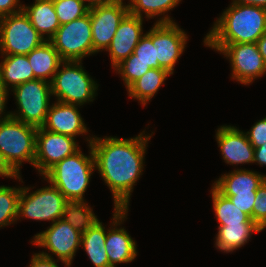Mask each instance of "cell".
Returning a JSON list of instances; mask_svg holds the SVG:
<instances>
[{
	"mask_svg": "<svg viewBox=\"0 0 266 267\" xmlns=\"http://www.w3.org/2000/svg\"><path fill=\"white\" fill-rule=\"evenodd\" d=\"M144 134L130 139L93 137L90 141L95 168L112 192L114 208L128 209L133 186L142 175L146 145L151 138Z\"/></svg>",
	"mask_w": 266,
	"mask_h": 267,
	"instance_id": "6da1fadb",
	"label": "cell"
},
{
	"mask_svg": "<svg viewBox=\"0 0 266 267\" xmlns=\"http://www.w3.org/2000/svg\"><path fill=\"white\" fill-rule=\"evenodd\" d=\"M214 23L205 44L256 43L266 32V9L232 3Z\"/></svg>",
	"mask_w": 266,
	"mask_h": 267,
	"instance_id": "7a4b0ae2",
	"label": "cell"
},
{
	"mask_svg": "<svg viewBox=\"0 0 266 267\" xmlns=\"http://www.w3.org/2000/svg\"><path fill=\"white\" fill-rule=\"evenodd\" d=\"M90 155L85 156L79 149L51 167L43 176L54 185L66 200L84 201V193L89 185L91 174L95 169L94 155L90 145Z\"/></svg>",
	"mask_w": 266,
	"mask_h": 267,
	"instance_id": "3957f363",
	"label": "cell"
},
{
	"mask_svg": "<svg viewBox=\"0 0 266 267\" xmlns=\"http://www.w3.org/2000/svg\"><path fill=\"white\" fill-rule=\"evenodd\" d=\"M81 64V61H63L59 65L50 82L56 101L79 106L93 101L98 86ZM60 66L63 68L59 69Z\"/></svg>",
	"mask_w": 266,
	"mask_h": 267,
	"instance_id": "277c9868",
	"label": "cell"
},
{
	"mask_svg": "<svg viewBox=\"0 0 266 267\" xmlns=\"http://www.w3.org/2000/svg\"><path fill=\"white\" fill-rule=\"evenodd\" d=\"M37 128L10 117L0 122V151L20 174L25 161L34 167Z\"/></svg>",
	"mask_w": 266,
	"mask_h": 267,
	"instance_id": "5b68a950",
	"label": "cell"
},
{
	"mask_svg": "<svg viewBox=\"0 0 266 267\" xmlns=\"http://www.w3.org/2000/svg\"><path fill=\"white\" fill-rule=\"evenodd\" d=\"M12 91L19 110L17 113L11 112V117L36 128L42 127L52 96L50 82L35 79L14 87Z\"/></svg>",
	"mask_w": 266,
	"mask_h": 267,
	"instance_id": "8992f818",
	"label": "cell"
},
{
	"mask_svg": "<svg viewBox=\"0 0 266 267\" xmlns=\"http://www.w3.org/2000/svg\"><path fill=\"white\" fill-rule=\"evenodd\" d=\"M44 41L23 10L0 20V51L5 56L27 55Z\"/></svg>",
	"mask_w": 266,
	"mask_h": 267,
	"instance_id": "52a82bcc",
	"label": "cell"
},
{
	"mask_svg": "<svg viewBox=\"0 0 266 267\" xmlns=\"http://www.w3.org/2000/svg\"><path fill=\"white\" fill-rule=\"evenodd\" d=\"M49 41L63 61H82L85 56L93 54L89 13L62 24Z\"/></svg>",
	"mask_w": 266,
	"mask_h": 267,
	"instance_id": "ba28073f",
	"label": "cell"
},
{
	"mask_svg": "<svg viewBox=\"0 0 266 267\" xmlns=\"http://www.w3.org/2000/svg\"><path fill=\"white\" fill-rule=\"evenodd\" d=\"M29 189L21 187L17 217L38 221L51 220L52 223L63 217L66 198L54 185L51 184L27 195Z\"/></svg>",
	"mask_w": 266,
	"mask_h": 267,
	"instance_id": "9c48e42d",
	"label": "cell"
},
{
	"mask_svg": "<svg viewBox=\"0 0 266 267\" xmlns=\"http://www.w3.org/2000/svg\"><path fill=\"white\" fill-rule=\"evenodd\" d=\"M229 58L232 78L249 85L266 73V64L256 43L204 44Z\"/></svg>",
	"mask_w": 266,
	"mask_h": 267,
	"instance_id": "30bf717a",
	"label": "cell"
},
{
	"mask_svg": "<svg viewBox=\"0 0 266 267\" xmlns=\"http://www.w3.org/2000/svg\"><path fill=\"white\" fill-rule=\"evenodd\" d=\"M152 27V44L157 47L159 66L173 74L188 37L168 15L161 17Z\"/></svg>",
	"mask_w": 266,
	"mask_h": 267,
	"instance_id": "8fae6325",
	"label": "cell"
},
{
	"mask_svg": "<svg viewBox=\"0 0 266 267\" xmlns=\"http://www.w3.org/2000/svg\"><path fill=\"white\" fill-rule=\"evenodd\" d=\"M76 138L37 128L34 167L44 175L64 158L73 155L80 148Z\"/></svg>",
	"mask_w": 266,
	"mask_h": 267,
	"instance_id": "7c38bea8",
	"label": "cell"
},
{
	"mask_svg": "<svg viewBox=\"0 0 266 267\" xmlns=\"http://www.w3.org/2000/svg\"><path fill=\"white\" fill-rule=\"evenodd\" d=\"M82 233L75 230L62 218L55 221L47 230L34 236V245L46 247L69 267L79 246H81Z\"/></svg>",
	"mask_w": 266,
	"mask_h": 267,
	"instance_id": "4fadbf2b",
	"label": "cell"
},
{
	"mask_svg": "<svg viewBox=\"0 0 266 267\" xmlns=\"http://www.w3.org/2000/svg\"><path fill=\"white\" fill-rule=\"evenodd\" d=\"M92 27L93 54L107 50L117 28L123 18L129 13L128 5L123 0L108 5L96 6L89 9Z\"/></svg>",
	"mask_w": 266,
	"mask_h": 267,
	"instance_id": "5bb4252c",
	"label": "cell"
},
{
	"mask_svg": "<svg viewBox=\"0 0 266 267\" xmlns=\"http://www.w3.org/2000/svg\"><path fill=\"white\" fill-rule=\"evenodd\" d=\"M128 209L114 208L112 229L107 231L105 240L106 253L109 264L116 267V263L132 262L137 256L136 242L133 241L129 233L124 228H117L127 216ZM116 226V227H115Z\"/></svg>",
	"mask_w": 266,
	"mask_h": 267,
	"instance_id": "9a60e30c",
	"label": "cell"
},
{
	"mask_svg": "<svg viewBox=\"0 0 266 267\" xmlns=\"http://www.w3.org/2000/svg\"><path fill=\"white\" fill-rule=\"evenodd\" d=\"M143 18L128 13L120 22L119 27L106 51L109 52L112 66L128 58L139 43L143 34Z\"/></svg>",
	"mask_w": 266,
	"mask_h": 267,
	"instance_id": "2e32d148",
	"label": "cell"
},
{
	"mask_svg": "<svg viewBox=\"0 0 266 267\" xmlns=\"http://www.w3.org/2000/svg\"><path fill=\"white\" fill-rule=\"evenodd\" d=\"M216 139L227 164L254 163V147L243 131L224 125L217 129Z\"/></svg>",
	"mask_w": 266,
	"mask_h": 267,
	"instance_id": "e0dca14e",
	"label": "cell"
},
{
	"mask_svg": "<svg viewBox=\"0 0 266 267\" xmlns=\"http://www.w3.org/2000/svg\"><path fill=\"white\" fill-rule=\"evenodd\" d=\"M78 105L56 102L49 107L43 129L75 138L87 133Z\"/></svg>",
	"mask_w": 266,
	"mask_h": 267,
	"instance_id": "ac0fdd59",
	"label": "cell"
},
{
	"mask_svg": "<svg viewBox=\"0 0 266 267\" xmlns=\"http://www.w3.org/2000/svg\"><path fill=\"white\" fill-rule=\"evenodd\" d=\"M265 180L266 175L246 169H237L222 175L213 183V187L222 195L256 194Z\"/></svg>",
	"mask_w": 266,
	"mask_h": 267,
	"instance_id": "d6986e66",
	"label": "cell"
},
{
	"mask_svg": "<svg viewBox=\"0 0 266 267\" xmlns=\"http://www.w3.org/2000/svg\"><path fill=\"white\" fill-rule=\"evenodd\" d=\"M24 13L29 17L32 26L45 40H50L61 26L52 0H35L33 5L24 6ZM47 35L48 38H44Z\"/></svg>",
	"mask_w": 266,
	"mask_h": 267,
	"instance_id": "ffe728a7",
	"label": "cell"
},
{
	"mask_svg": "<svg viewBox=\"0 0 266 267\" xmlns=\"http://www.w3.org/2000/svg\"><path fill=\"white\" fill-rule=\"evenodd\" d=\"M27 59L32 67L36 79L51 82L63 60L48 40L27 54ZM50 79V80H48Z\"/></svg>",
	"mask_w": 266,
	"mask_h": 267,
	"instance_id": "44dd1931",
	"label": "cell"
},
{
	"mask_svg": "<svg viewBox=\"0 0 266 267\" xmlns=\"http://www.w3.org/2000/svg\"><path fill=\"white\" fill-rule=\"evenodd\" d=\"M0 63V83L7 89L35 80L27 55H7Z\"/></svg>",
	"mask_w": 266,
	"mask_h": 267,
	"instance_id": "7402d4cb",
	"label": "cell"
},
{
	"mask_svg": "<svg viewBox=\"0 0 266 267\" xmlns=\"http://www.w3.org/2000/svg\"><path fill=\"white\" fill-rule=\"evenodd\" d=\"M215 245L226 253L242 247L250 239L253 232L262 229L256 223H240L234 225H219Z\"/></svg>",
	"mask_w": 266,
	"mask_h": 267,
	"instance_id": "603a6c76",
	"label": "cell"
},
{
	"mask_svg": "<svg viewBox=\"0 0 266 267\" xmlns=\"http://www.w3.org/2000/svg\"><path fill=\"white\" fill-rule=\"evenodd\" d=\"M106 236L107 232L100 221L82 234L81 245L95 267H112L105 248Z\"/></svg>",
	"mask_w": 266,
	"mask_h": 267,
	"instance_id": "cb8c5ba5",
	"label": "cell"
},
{
	"mask_svg": "<svg viewBox=\"0 0 266 267\" xmlns=\"http://www.w3.org/2000/svg\"><path fill=\"white\" fill-rule=\"evenodd\" d=\"M171 74L165 69L152 68L128 88V95L146 105Z\"/></svg>",
	"mask_w": 266,
	"mask_h": 267,
	"instance_id": "d4e9b609",
	"label": "cell"
},
{
	"mask_svg": "<svg viewBox=\"0 0 266 267\" xmlns=\"http://www.w3.org/2000/svg\"><path fill=\"white\" fill-rule=\"evenodd\" d=\"M62 219L82 234L99 222L90 206L82 200H66Z\"/></svg>",
	"mask_w": 266,
	"mask_h": 267,
	"instance_id": "484cf974",
	"label": "cell"
},
{
	"mask_svg": "<svg viewBox=\"0 0 266 267\" xmlns=\"http://www.w3.org/2000/svg\"><path fill=\"white\" fill-rule=\"evenodd\" d=\"M211 194L216 220H218L219 225L255 223L248 214L242 212L229 198L223 196L213 186Z\"/></svg>",
	"mask_w": 266,
	"mask_h": 267,
	"instance_id": "4316f807",
	"label": "cell"
},
{
	"mask_svg": "<svg viewBox=\"0 0 266 267\" xmlns=\"http://www.w3.org/2000/svg\"><path fill=\"white\" fill-rule=\"evenodd\" d=\"M180 1L181 0H130L128 10L130 14L141 18L143 17L142 14L145 12L146 18L149 19L159 15L164 16L165 12L172 10Z\"/></svg>",
	"mask_w": 266,
	"mask_h": 267,
	"instance_id": "83f0119b",
	"label": "cell"
},
{
	"mask_svg": "<svg viewBox=\"0 0 266 267\" xmlns=\"http://www.w3.org/2000/svg\"><path fill=\"white\" fill-rule=\"evenodd\" d=\"M20 193L21 187L0 186V228L19 219L17 215Z\"/></svg>",
	"mask_w": 266,
	"mask_h": 267,
	"instance_id": "f1b7e54d",
	"label": "cell"
},
{
	"mask_svg": "<svg viewBox=\"0 0 266 267\" xmlns=\"http://www.w3.org/2000/svg\"><path fill=\"white\" fill-rule=\"evenodd\" d=\"M60 25L72 22L88 14L87 3L81 0H52Z\"/></svg>",
	"mask_w": 266,
	"mask_h": 267,
	"instance_id": "f546056e",
	"label": "cell"
},
{
	"mask_svg": "<svg viewBox=\"0 0 266 267\" xmlns=\"http://www.w3.org/2000/svg\"><path fill=\"white\" fill-rule=\"evenodd\" d=\"M121 74L124 85L128 88L133 82L141 78L151 68L144 62L133 59V53L114 67Z\"/></svg>",
	"mask_w": 266,
	"mask_h": 267,
	"instance_id": "4dcf8cb0",
	"label": "cell"
},
{
	"mask_svg": "<svg viewBox=\"0 0 266 267\" xmlns=\"http://www.w3.org/2000/svg\"><path fill=\"white\" fill-rule=\"evenodd\" d=\"M156 46L152 44V29L140 40L133 51V59H138L147 64L151 69H162L157 61Z\"/></svg>",
	"mask_w": 266,
	"mask_h": 267,
	"instance_id": "1f68e13d",
	"label": "cell"
},
{
	"mask_svg": "<svg viewBox=\"0 0 266 267\" xmlns=\"http://www.w3.org/2000/svg\"><path fill=\"white\" fill-rule=\"evenodd\" d=\"M252 220L263 230L266 228V180L256 191Z\"/></svg>",
	"mask_w": 266,
	"mask_h": 267,
	"instance_id": "d6a6232c",
	"label": "cell"
},
{
	"mask_svg": "<svg viewBox=\"0 0 266 267\" xmlns=\"http://www.w3.org/2000/svg\"><path fill=\"white\" fill-rule=\"evenodd\" d=\"M248 141L254 148L260 147L266 143V117L259 120L246 133Z\"/></svg>",
	"mask_w": 266,
	"mask_h": 267,
	"instance_id": "836d02e7",
	"label": "cell"
},
{
	"mask_svg": "<svg viewBox=\"0 0 266 267\" xmlns=\"http://www.w3.org/2000/svg\"><path fill=\"white\" fill-rule=\"evenodd\" d=\"M229 198L235 206H237L242 212L248 214L252 219V209L256 194H236V195H223Z\"/></svg>",
	"mask_w": 266,
	"mask_h": 267,
	"instance_id": "e575fe53",
	"label": "cell"
},
{
	"mask_svg": "<svg viewBox=\"0 0 266 267\" xmlns=\"http://www.w3.org/2000/svg\"><path fill=\"white\" fill-rule=\"evenodd\" d=\"M29 267H59L49 253L41 252L33 255Z\"/></svg>",
	"mask_w": 266,
	"mask_h": 267,
	"instance_id": "d590c367",
	"label": "cell"
},
{
	"mask_svg": "<svg viewBox=\"0 0 266 267\" xmlns=\"http://www.w3.org/2000/svg\"><path fill=\"white\" fill-rule=\"evenodd\" d=\"M19 1L20 0H0V13L5 16L21 12L23 6L18 4L20 3Z\"/></svg>",
	"mask_w": 266,
	"mask_h": 267,
	"instance_id": "8d00e7d4",
	"label": "cell"
},
{
	"mask_svg": "<svg viewBox=\"0 0 266 267\" xmlns=\"http://www.w3.org/2000/svg\"><path fill=\"white\" fill-rule=\"evenodd\" d=\"M0 175L3 177L16 178L21 180L20 174L9 164L5 156L0 151Z\"/></svg>",
	"mask_w": 266,
	"mask_h": 267,
	"instance_id": "74e56055",
	"label": "cell"
},
{
	"mask_svg": "<svg viewBox=\"0 0 266 267\" xmlns=\"http://www.w3.org/2000/svg\"><path fill=\"white\" fill-rule=\"evenodd\" d=\"M8 89L7 88H5L1 83H0V117L2 116L1 114H3L4 113V111H5V102H6V100H7V96H8ZM3 117V118H2ZM1 118H0V122H2V121H4V120H6V119H8V118H10L11 117V112L10 113H8V114H6L5 116H2Z\"/></svg>",
	"mask_w": 266,
	"mask_h": 267,
	"instance_id": "f35d334b",
	"label": "cell"
},
{
	"mask_svg": "<svg viewBox=\"0 0 266 267\" xmlns=\"http://www.w3.org/2000/svg\"><path fill=\"white\" fill-rule=\"evenodd\" d=\"M254 162L260 164V166L266 165V143L254 148Z\"/></svg>",
	"mask_w": 266,
	"mask_h": 267,
	"instance_id": "ab89813d",
	"label": "cell"
},
{
	"mask_svg": "<svg viewBox=\"0 0 266 267\" xmlns=\"http://www.w3.org/2000/svg\"><path fill=\"white\" fill-rule=\"evenodd\" d=\"M232 3L251 5L256 7H261L266 9V0H233Z\"/></svg>",
	"mask_w": 266,
	"mask_h": 267,
	"instance_id": "60d3db41",
	"label": "cell"
},
{
	"mask_svg": "<svg viewBox=\"0 0 266 267\" xmlns=\"http://www.w3.org/2000/svg\"><path fill=\"white\" fill-rule=\"evenodd\" d=\"M256 44L266 64V32L258 39Z\"/></svg>",
	"mask_w": 266,
	"mask_h": 267,
	"instance_id": "b9f144b4",
	"label": "cell"
},
{
	"mask_svg": "<svg viewBox=\"0 0 266 267\" xmlns=\"http://www.w3.org/2000/svg\"><path fill=\"white\" fill-rule=\"evenodd\" d=\"M83 3L88 2L87 6L93 8L101 5H108L117 2L118 0H81Z\"/></svg>",
	"mask_w": 266,
	"mask_h": 267,
	"instance_id": "7bdbcfd3",
	"label": "cell"
},
{
	"mask_svg": "<svg viewBox=\"0 0 266 267\" xmlns=\"http://www.w3.org/2000/svg\"><path fill=\"white\" fill-rule=\"evenodd\" d=\"M4 16L0 13V20L3 18Z\"/></svg>",
	"mask_w": 266,
	"mask_h": 267,
	"instance_id": "ee69618b",
	"label": "cell"
}]
</instances>
